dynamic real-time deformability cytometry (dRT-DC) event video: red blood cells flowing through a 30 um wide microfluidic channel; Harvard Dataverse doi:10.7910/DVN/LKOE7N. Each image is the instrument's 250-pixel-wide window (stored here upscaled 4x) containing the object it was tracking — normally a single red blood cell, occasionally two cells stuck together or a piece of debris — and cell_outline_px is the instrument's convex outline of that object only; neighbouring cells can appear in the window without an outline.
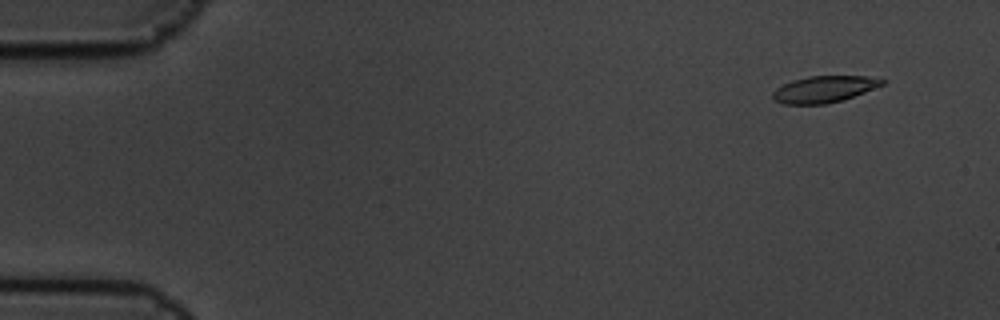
{"species": "common noctule bat (a hibernating species)", "species_latin": "Nyctalus noctula", "temperature_condition": "cold", "stored_images_in_passage": 6, "camera_frame_rate_fps": 3000, "um_per_image_px": 0.085, "animal": {"sex": "male", "body_mass_g": 19.5, "forearm_length_mm": 54.6}, "frame": {"image": 1, "passage_image": 2, "time_ms": 0.333, "image_size_px": [1000, 320], "cell_outline_px": [[888, 80], [884, 84], [844, 100], [824, 104], [784, 104], [776, 100], [772, 96], [772, 92], [776, 88], [792, 80], [808, 76], [868, 76]], "centroid_in_image_um": [70.07, 7.57], "position_along_channel_um": 14.9, "area_um2": 16.94}}
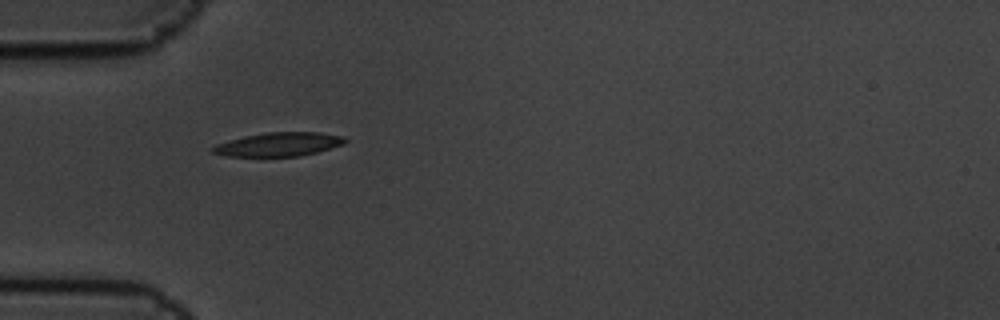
{"frame": {"image": 2, "passage_image": 6, "time_ms": 1.667, "image_size_px": [1000, 320], "cell_outline_px": [[348, 140], [344, 144], [316, 152], [300, 156], [228, 156], [212, 152], [212, 148], [216, 144], [244, 136], [268, 132], [320, 132], [344, 136]], "centroid_in_image_um": [23.74, 12.26], "position_along_channel_um": 61.3, "area_um2": 18.21}}